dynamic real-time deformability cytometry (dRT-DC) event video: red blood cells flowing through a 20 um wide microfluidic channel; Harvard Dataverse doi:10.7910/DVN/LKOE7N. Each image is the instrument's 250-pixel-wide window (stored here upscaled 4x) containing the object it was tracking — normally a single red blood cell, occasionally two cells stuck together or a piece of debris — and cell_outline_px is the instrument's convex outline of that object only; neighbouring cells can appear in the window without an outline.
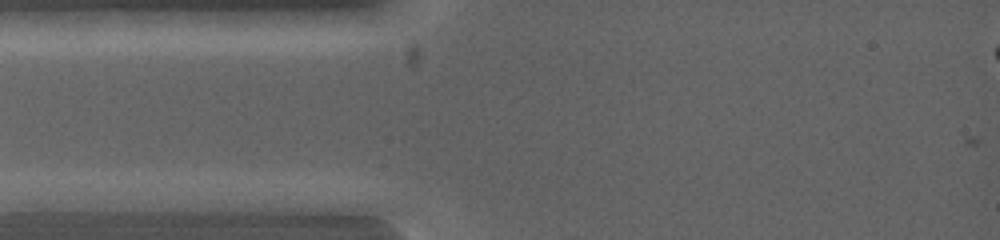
{"species": "common noctule bat (a hibernating species)", "species_latin": "Nyctalus noctula", "temperature_condition": "warm", "stored_images_in_passage": 2, "camera_frame_rate_fps": 5000, "um_per_image_px": 0.085, "animal": {"sex": "female", "body_mass_g": 19.0, "forearm_length_mm": 53.3}, "frame": {"image": 1, "passage_image": 1, "time_ms": 0.0, "image_size_px": [1000, 240], "cell_outline_px": [[120, 200], [84, 212], [20, 212], [12, 200], [104, 192]], "centroid_in_image_um": [5.54, 17.26], "position_along_channel_um": 79.5, "area_um2": 10.58}}